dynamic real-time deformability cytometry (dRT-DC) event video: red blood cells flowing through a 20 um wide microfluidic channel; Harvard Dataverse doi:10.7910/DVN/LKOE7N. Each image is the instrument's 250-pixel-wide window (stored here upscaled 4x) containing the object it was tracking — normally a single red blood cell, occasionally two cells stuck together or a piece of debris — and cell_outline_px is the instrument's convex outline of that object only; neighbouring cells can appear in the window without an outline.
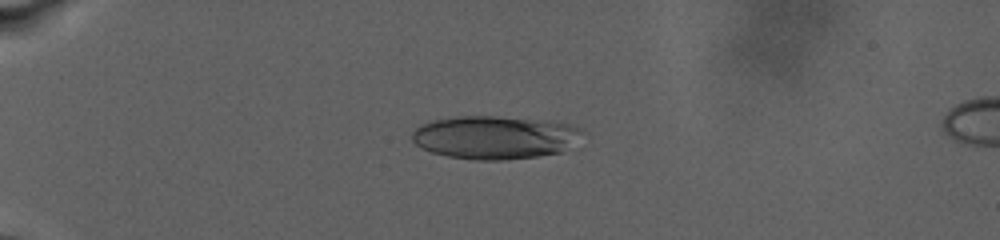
{"species": "human", "species_latin": "Homo sapiens", "temperature_condition": "warm", "stored_images_in_passage": 26, "camera_frame_rate_fps": 3000, "um_per_image_px": 0.085, "donor": {"sex": "male"}, "frame": {"image": 1, "passage_image": 7, "time_ms": 6.0, "image_size_px": [1000, 240], "cell_outline_px": [[588, 132], [560, 152], [536, 156], [504, 160], [472, 160], [448, 156], [432, 152], [416, 144], [412, 140], [412, 132], [420, 124], [428, 120], [456, 116], [496, 116], [556, 120], [576, 124], [584, 128]], "centroid_in_image_um": [42.12, 11.64], "position_along_channel_um": 42.9, "area_um2": 43.7}}
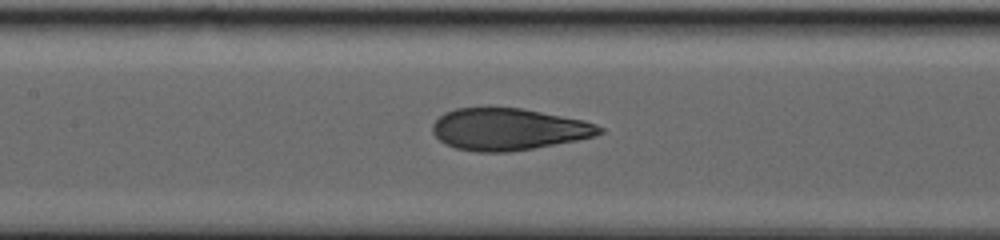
{"frame": {"image": 2, "passage_image": 19, "time_ms": 12.333, "image_size_px": [1000, 240], "cell_outline_px": [[604, 132], [596, 136], [576, 140], [532, 148], [508, 152], [476, 152], [456, 148], [444, 144], [432, 132], [432, 124], [444, 112], [456, 108], [488, 104], [520, 108], [584, 120], [596, 124], [604, 128]], "centroid_in_image_um": [43.17, 10.94], "position_along_channel_um": 164.2, "area_um2": 41.56}}
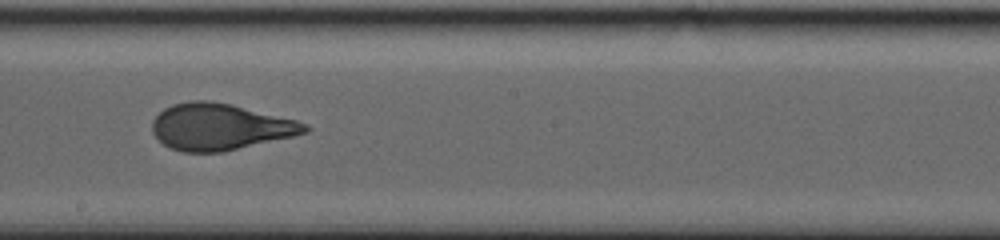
{"frame": {"image": 3, "passage_image": 24, "time_ms": 14.667, "image_size_px": [1000, 240], "cell_outline_px": [[312, 128], [308, 132], [292, 136], [224, 152], [184, 152], [172, 148], [164, 144], [152, 132], [152, 120], [164, 108], [172, 104], [192, 100], [208, 100], [232, 104], [296, 120], [308, 124]], "centroid_in_image_um": [18.7, 10.77], "position_along_channel_um": 229.5, "area_um2": 41.33}}